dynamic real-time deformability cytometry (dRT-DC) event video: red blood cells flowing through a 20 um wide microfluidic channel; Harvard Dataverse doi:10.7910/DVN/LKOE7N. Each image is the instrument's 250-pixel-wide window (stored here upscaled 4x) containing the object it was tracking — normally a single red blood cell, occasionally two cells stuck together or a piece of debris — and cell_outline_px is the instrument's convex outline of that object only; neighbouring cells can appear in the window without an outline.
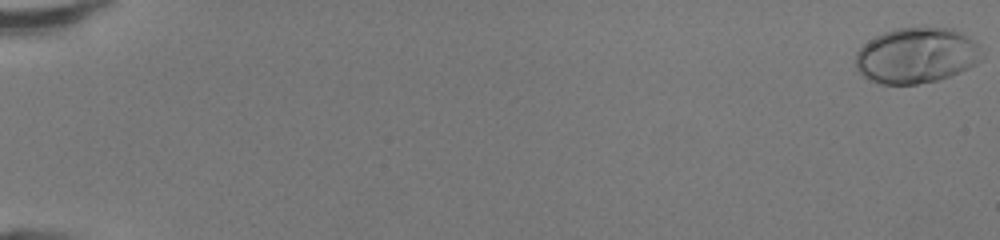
{"species": "human", "species_latin": "Homo sapiens", "temperature_condition": "room temperature", "stored_images_in_passage": 50, "camera_frame_rate_fps": 3000, "um_per_image_px": 0.085, "donor": {"sex": "female"}, "frame": {"image": 1, "passage_image": 1, "time_ms": 0.0, "image_size_px": [1000, 240], "cell_outline_px": [[980, 60], [976, 64], [960, 72], [936, 80], [916, 84], [880, 84], [864, 76], [856, 68], [856, 52], [868, 40], [884, 32], [896, 28], [924, 24], [952, 28], [960, 32], [980, 44]], "centroid_in_image_um": [77.91, 4.66], "position_along_channel_um": 7.1, "area_um2": 41.44}}
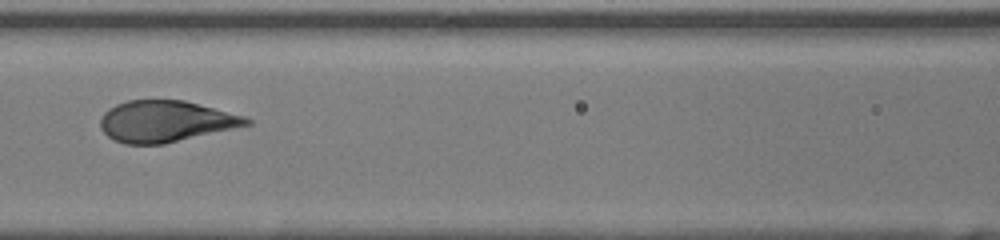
{"frame": {"image": 2, "passage_image": 25, "time_ms": 8.0, "image_size_px": [1000, 240], "cell_outline_px": [[252, 124], [164, 144], [124, 144], [108, 136], [100, 128], [100, 120], [104, 112], [108, 108], [116, 104], [128, 100], [184, 100], [244, 116], [252, 120]], "centroid_in_image_um": [14.06, 10.31], "position_along_channel_um": 152.5, "area_um2": 35.03}}
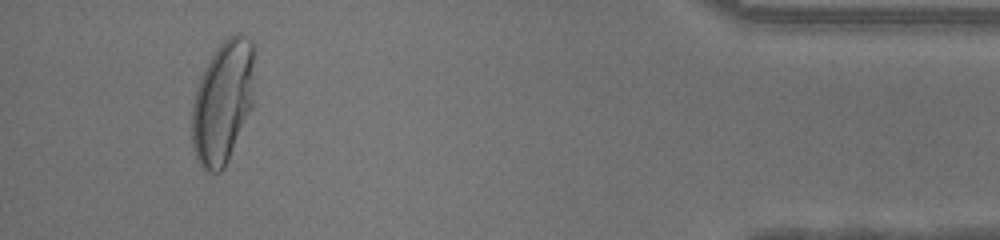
{"frame": {"image": 3, "passage_image": 47, "time_ms": 15.333, "image_size_px": [1000, 240], "cell_outline_px": [[256, 100], [228, 160], [224, 168], [220, 172], [208, 172], [200, 164], [196, 156], [192, 140], [192, 104], [196, 88], [204, 68], [216, 48], [228, 36], [236, 32], [240, 32], [252, 40], [256, 44]], "centroid_in_image_um": [19.02, 8.57], "position_along_channel_um": 416.2, "area_um2": 46.3}, "authors_computed_cell_mechanics": {"area_um2": 36.7319, "velocity_mm_per_s": 4.3217, "shape_relaxation_time_tau1_ms": 3.9838, "shape_relaxation_time_tau2_ms": null, "deformation_change_tau1": 0.2433, "deformation_change_tau2": null}}